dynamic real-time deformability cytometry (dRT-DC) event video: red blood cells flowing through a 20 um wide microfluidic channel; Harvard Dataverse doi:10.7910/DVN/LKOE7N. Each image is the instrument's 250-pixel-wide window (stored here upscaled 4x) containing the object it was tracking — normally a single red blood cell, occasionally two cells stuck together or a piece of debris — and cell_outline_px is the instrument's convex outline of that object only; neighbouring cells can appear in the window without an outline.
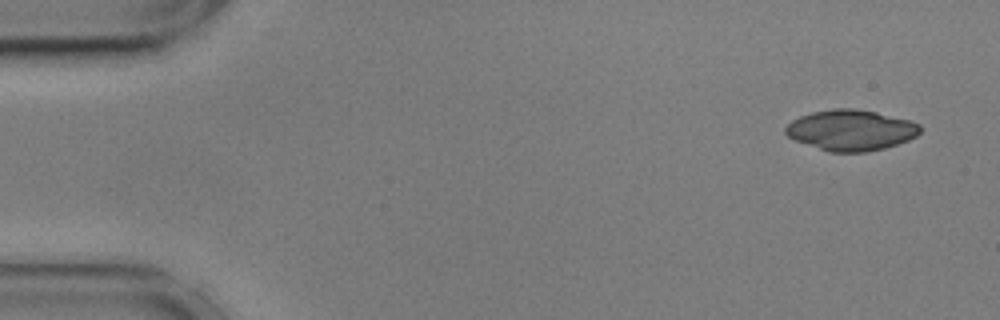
{"species": "common noctule bat (a hibernating species)", "species_latin": "Nyctalus noctula", "temperature_condition": "cold", "stored_images_in_passage": 53, "camera_frame_rate_fps": 3000, "um_per_image_px": 0.085, "animal": {"sex": "male", "body_mass_g": 17.9, "forearm_length_mm": 54.2}, "frame": {"image": 1, "passage_image": 1, "time_ms": 0.0, "image_size_px": [1000, 320], "cell_outline_px": [[920, 132], [916, 136], [908, 140], [884, 148], [864, 152], [828, 152], [796, 140], [788, 136], [784, 132], [784, 128], [792, 120], [800, 116], [812, 112], [832, 108], [856, 108], [876, 112], [908, 120], [920, 124]], "centroid_in_image_um": [72.31, 11.06], "position_along_channel_um": 12.7, "area_um2": 31.85}}